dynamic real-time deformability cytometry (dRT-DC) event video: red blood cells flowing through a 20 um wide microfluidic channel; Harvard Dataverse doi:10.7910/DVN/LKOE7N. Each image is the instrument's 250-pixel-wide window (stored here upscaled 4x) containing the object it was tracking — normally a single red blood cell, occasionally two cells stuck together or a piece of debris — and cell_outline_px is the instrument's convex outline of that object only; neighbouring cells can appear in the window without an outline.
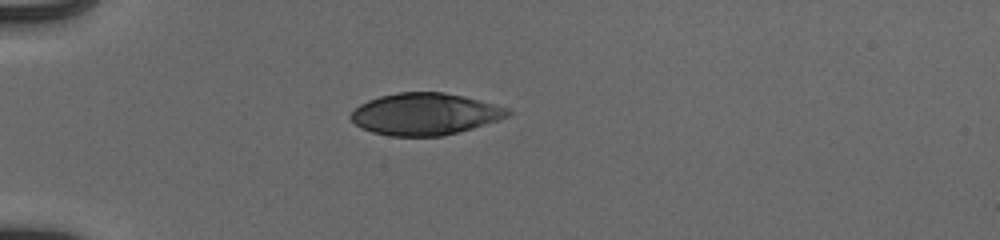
{"species": "human", "species_latin": "Homo sapiens", "temperature_condition": "cold", "stored_images_in_passage": 38, "camera_frame_rate_fps": 3000, "um_per_image_px": 0.085, "donor": {"sex": "male"}, "frame": {"image": 1, "passage_image": 1, "time_ms": 0.0, "image_size_px": [1000, 240], "cell_outline_px": [[512, 112], [508, 116], [472, 128], [440, 136], [392, 136], [372, 132], [360, 128], [352, 120], [352, 112], [360, 104], [368, 100], [380, 96], [396, 92], [444, 92], [464, 96], [508, 108]], "centroid_in_image_um": [36.1, 9.68], "position_along_channel_um": 48.9, "area_um2": 37.92}}
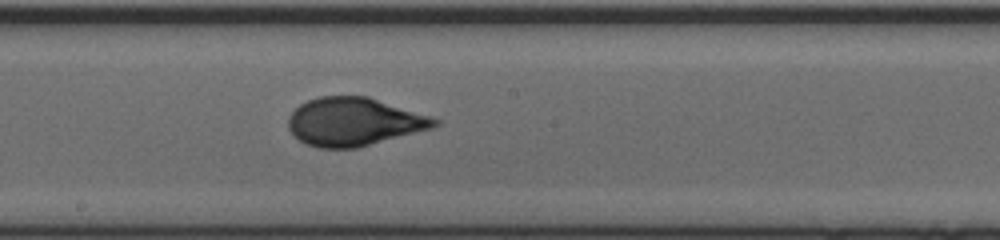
{"frame": {"image": 2, "passage_image": 16, "time_ms": 5.0, "image_size_px": [1000, 240], "cell_outline_px": [[440, 124], [432, 128], [356, 148], [320, 148], [308, 144], [300, 140], [288, 128], [288, 116], [300, 104], [308, 100], [320, 96], [368, 96], [440, 120]], "centroid_in_image_um": [30.06, 10.34], "position_along_channel_um": 218.1, "area_um2": 40.63}}
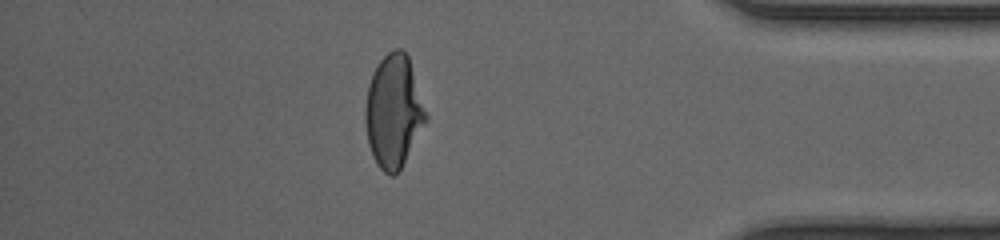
{"frame": {"image": 3, "passage_image": 32, "time_ms": 10.333, "image_size_px": [1000, 240], "cell_outline_px": [[428, 120], [400, 168], [392, 176], [384, 172], [376, 164], [372, 156], [368, 144], [364, 120], [364, 108], [368, 84], [376, 64], [388, 52], [396, 48], [400, 48], [408, 56], [428, 116]], "centroid_in_image_um": [33.43, 9.46], "position_along_channel_um": 401.8, "area_um2": 39.82}, "authors_computed_cell_mechanics": {"area_um2": 40.2288, "velocity_mm_per_s": 3.9623, "shape_relaxation_time_tau1_ms": 4.3628, "shape_relaxation_time_tau2_ms": null, "deformation_change_tau1": 0.2026, "deformation_change_tau2": null}}